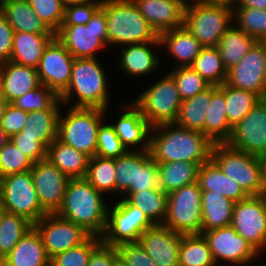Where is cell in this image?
I'll return each mask as SVG.
<instances>
[{
    "label": "cell",
    "instance_id": "obj_1",
    "mask_svg": "<svg viewBox=\"0 0 266 266\" xmlns=\"http://www.w3.org/2000/svg\"><path fill=\"white\" fill-rule=\"evenodd\" d=\"M213 145L200 131L163 123L151 129L149 152L156 162L190 161L202 165L211 159Z\"/></svg>",
    "mask_w": 266,
    "mask_h": 266
},
{
    "label": "cell",
    "instance_id": "obj_2",
    "mask_svg": "<svg viewBox=\"0 0 266 266\" xmlns=\"http://www.w3.org/2000/svg\"><path fill=\"white\" fill-rule=\"evenodd\" d=\"M105 198L85 178L69 179L56 214L81 226L91 236L102 237L109 207Z\"/></svg>",
    "mask_w": 266,
    "mask_h": 266
},
{
    "label": "cell",
    "instance_id": "obj_3",
    "mask_svg": "<svg viewBox=\"0 0 266 266\" xmlns=\"http://www.w3.org/2000/svg\"><path fill=\"white\" fill-rule=\"evenodd\" d=\"M97 58H75L67 89L59 96L63 105L74 108L109 107V85L104 68ZM76 96V100H73ZM74 97V98H72ZM72 100L75 101L72 103Z\"/></svg>",
    "mask_w": 266,
    "mask_h": 266
},
{
    "label": "cell",
    "instance_id": "obj_4",
    "mask_svg": "<svg viewBox=\"0 0 266 266\" xmlns=\"http://www.w3.org/2000/svg\"><path fill=\"white\" fill-rule=\"evenodd\" d=\"M106 12L107 46L154 42L159 34L139 12L132 0H102Z\"/></svg>",
    "mask_w": 266,
    "mask_h": 266
},
{
    "label": "cell",
    "instance_id": "obj_5",
    "mask_svg": "<svg viewBox=\"0 0 266 266\" xmlns=\"http://www.w3.org/2000/svg\"><path fill=\"white\" fill-rule=\"evenodd\" d=\"M211 159L249 196L266 194L261 158L234 149L227 143H217L212 147Z\"/></svg>",
    "mask_w": 266,
    "mask_h": 266
},
{
    "label": "cell",
    "instance_id": "obj_6",
    "mask_svg": "<svg viewBox=\"0 0 266 266\" xmlns=\"http://www.w3.org/2000/svg\"><path fill=\"white\" fill-rule=\"evenodd\" d=\"M233 7L191 0L185 9L184 26L203 47L218 46L233 24Z\"/></svg>",
    "mask_w": 266,
    "mask_h": 266
},
{
    "label": "cell",
    "instance_id": "obj_7",
    "mask_svg": "<svg viewBox=\"0 0 266 266\" xmlns=\"http://www.w3.org/2000/svg\"><path fill=\"white\" fill-rule=\"evenodd\" d=\"M107 111L108 109L69 107L64 117L60 113L57 139L90 158L95 156L98 129L105 121Z\"/></svg>",
    "mask_w": 266,
    "mask_h": 266
},
{
    "label": "cell",
    "instance_id": "obj_8",
    "mask_svg": "<svg viewBox=\"0 0 266 266\" xmlns=\"http://www.w3.org/2000/svg\"><path fill=\"white\" fill-rule=\"evenodd\" d=\"M154 127L163 123H174L181 106L176 82L167 72L131 101Z\"/></svg>",
    "mask_w": 266,
    "mask_h": 266
},
{
    "label": "cell",
    "instance_id": "obj_9",
    "mask_svg": "<svg viewBox=\"0 0 266 266\" xmlns=\"http://www.w3.org/2000/svg\"><path fill=\"white\" fill-rule=\"evenodd\" d=\"M55 37L74 58H97L107 48L106 12L100 7L83 25H61Z\"/></svg>",
    "mask_w": 266,
    "mask_h": 266
},
{
    "label": "cell",
    "instance_id": "obj_10",
    "mask_svg": "<svg viewBox=\"0 0 266 266\" xmlns=\"http://www.w3.org/2000/svg\"><path fill=\"white\" fill-rule=\"evenodd\" d=\"M201 199L198 182L168 193L163 225L181 235L202 234Z\"/></svg>",
    "mask_w": 266,
    "mask_h": 266
},
{
    "label": "cell",
    "instance_id": "obj_11",
    "mask_svg": "<svg viewBox=\"0 0 266 266\" xmlns=\"http://www.w3.org/2000/svg\"><path fill=\"white\" fill-rule=\"evenodd\" d=\"M0 199L8 213L20 215L32 224L47 214L39 202L30 171L0 178Z\"/></svg>",
    "mask_w": 266,
    "mask_h": 266
},
{
    "label": "cell",
    "instance_id": "obj_12",
    "mask_svg": "<svg viewBox=\"0 0 266 266\" xmlns=\"http://www.w3.org/2000/svg\"><path fill=\"white\" fill-rule=\"evenodd\" d=\"M116 201L113 207L108 208L107 226L101 237L102 242L108 246L138 242L141 234L154 224L140 209L124 198Z\"/></svg>",
    "mask_w": 266,
    "mask_h": 266
},
{
    "label": "cell",
    "instance_id": "obj_13",
    "mask_svg": "<svg viewBox=\"0 0 266 266\" xmlns=\"http://www.w3.org/2000/svg\"><path fill=\"white\" fill-rule=\"evenodd\" d=\"M202 234L217 266H251L262 256L231 225Z\"/></svg>",
    "mask_w": 266,
    "mask_h": 266
},
{
    "label": "cell",
    "instance_id": "obj_14",
    "mask_svg": "<svg viewBox=\"0 0 266 266\" xmlns=\"http://www.w3.org/2000/svg\"><path fill=\"white\" fill-rule=\"evenodd\" d=\"M231 226L262 254L266 250V194L236 202Z\"/></svg>",
    "mask_w": 266,
    "mask_h": 266
},
{
    "label": "cell",
    "instance_id": "obj_15",
    "mask_svg": "<svg viewBox=\"0 0 266 266\" xmlns=\"http://www.w3.org/2000/svg\"><path fill=\"white\" fill-rule=\"evenodd\" d=\"M33 227L39 233L50 259L70 248L81 245L91 236L81 226L56 213H47L33 224Z\"/></svg>",
    "mask_w": 266,
    "mask_h": 266
},
{
    "label": "cell",
    "instance_id": "obj_16",
    "mask_svg": "<svg viewBox=\"0 0 266 266\" xmlns=\"http://www.w3.org/2000/svg\"><path fill=\"white\" fill-rule=\"evenodd\" d=\"M228 86L266 98V43L257 42L247 54L227 71Z\"/></svg>",
    "mask_w": 266,
    "mask_h": 266
},
{
    "label": "cell",
    "instance_id": "obj_17",
    "mask_svg": "<svg viewBox=\"0 0 266 266\" xmlns=\"http://www.w3.org/2000/svg\"><path fill=\"white\" fill-rule=\"evenodd\" d=\"M229 146L261 158L266 154V98L232 129Z\"/></svg>",
    "mask_w": 266,
    "mask_h": 266
},
{
    "label": "cell",
    "instance_id": "obj_18",
    "mask_svg": "<svg viewBox=\"0 0 266 266\" xmlns=\"http://www.w3.org/2000/svg\"><path fill=\"white\" fill-rule=\"evenodd\" d=\"M74 59L63 44L54 37L46 46L37 67L41 84L60 96L69 85Z\"/></svg>",
    "mask_w": 266,
    "mask_h": 266
},
{
    "label": "cell",
    "instance_id": "obj_19",
    "mask_svg": "<svg viewBox=\"0 0 266 266\" xmlns=\"http://www.w3.org/2000/svg\"><path fill=\"white\" fill-rule=\"evenodd\" d=\"M30 174L42 209L46 213H56L70 178L47 159L34 163Z\"/></svg>",
    "mask_w": 266,
    "mask_h": 266
},
{
    "label": "cell",
    "instance_id": "obj_20",
    "mask_svg": "<svg viewBox=\"0 0 266 266\" xmlns=\"http://www.w3.org/2000/svg\"><path fill=\"white\" fill-rule=\"evenodd\" d=\"M181 237L163 224H154L141 234L138 242L158 266H179Z\"/></svg>",
    "mask_w": 266,
    "mask_h": 266
},
{
    "label": "cell",
    "instance_id": "obj_21",
    "mask_svg": "<svg viewBox=\"0 0 266 266\" xmlns=\"http://www.w3.org/2000/svg\"><path fill=\"white\" fill-rule=\"evenodd\" d=\"M120 108L123 112L111 125L123 146L127 151L149 150L152 126L131 101L125 102Z\"/></svg>",
    "mask_w": 266,
    "mask_h": 266
},
{
    "label": "cell",
    "instance_id": "obj_22",
    "mask_svg": "<svg viewBox=\"0 0 266 266\" xmlns=\"http://www.w3.org/2000/svg\"><path fill=\"white\" fill-rule=\"evenodd\" d=\"M139 12L161 32L184 26L186 4L179 0H132Z\"/></svg>",
    "mask_w": 266,
    "mask_h": 266
},
{
    "label": "cell",
    "instance_id": "obj_23",
    "mask_svg": "<svg viewBox=\"0 0 266 266\" xmlns=\"http://www.w3.org/2000/svg\"><path fill=\"white\" fill-rule=\"evenodd\" d=\"M154 46L160 48L158 47L161 46L159 39L154 42L121 46L118 59L120 61L117 63L120 72L122 70V73H126L125 75L134 79V77H148L149 74L158 71V67L161 66V58L157 52H154Z\"/></svg>",
    "mask_w": 266,
    "mask_h": 266
},
{
    "label": "cell",
    "instance_id": "obj_24",
    "mask_svg": "<svg viewBox=\"0 0 266 266\" xmlns=\"http://www.w3.org/2000/svg\"><path fill=\"white\" fill-rule=\"evenodd\" d=\"M40 85L37 69L12 61L0 64V90L8 103Z\"/></svg>",
    "mask_w": 266,
    "mask_h": 266
},
{
    "label": "cell",
    "instance_id": "obj_25",
    "mask_svg": "<svg viewBox=\"0 0 266 266\" xmlns=\"http://www.w3.org/2000/svg\"><path fill=\"white\" fill-rule=\"evenodd\" d=\"M159 40L160 47L175 59V67L190 66L203 48L185 26L161 32Z\"/></svg>",
    "mask_w": 266,
    "mask_h": 266
},
{
    "label": "cell",
    "instance_id": "obj_26",
    "mask_svg": "<svg viewBox=\"0 0 266 266\" xmlns=\"http://www.w3.org/2000/svg\"><path fill=\"white\" fill-rule=\"evenodd\" d=\"M0 263L4 266H50V258L39 233L32 227Z\"/></svg>",
    "mask_w": 266,
    "mask_h": 266
},
{
    "label": "cell",
    "instance_id": "obj_27",
    "mask_svg": "<svg viewBox=\"0 0 266 266\" xmlns=\"http://www.w3.org/2000/svg\"><path fill=\"white\" fill-rule=\"evenodd\" d=\"M55 33L14 32L10 61L37 69L43 52Z\"/></svg>",
    "mask_w": 266,
    "mask_h": 266
},
{
    "label": "cell",
    "instance_id": "obj_28",
    "mask_svg": "<svg viewBox=\"0 0 266 266\" xmlns=\"http://www.w3.org/2000/svg\"><path fill=\"white\" fill-rule=\"evenodd\" d=\"M63 103L58 98L49 108L39 111H31L27 116L22 135L37 137V140L47 149L57 138L58 124Z\"/></svg>",
    "mask_w": 266,
    "mask_h": 266
},
{
    "label": "cell",
    "instance_id": "obj_29",
    "mask_svg": "<svg viewBox=\"0 0 266 266\" xmlns=\"http://www.w3.org/2000/svg\"><path fill=\"white\" fill-rule=\"evenodd\" d=\"M198 183L202 191L219 193L235 203L249 197L243 188L228 177L212 159L200 165Z\"/></svg>",
    "mask_w": 266,
    "mask_h": 266
},
{
    "label": "cell",
    "instance_id": "obj_30",
    "mask_svg": "<svg viewBox=\"0 0 266 266\" xmlns=\"http://www.w3.org/2000/svg\"><path fill=\"white\" fill-rule=\"evenodd\" d=\"M225 83L212 85V97L205 119V136L213 143H226L232 133L226 115Z\"/></svg>",
    "mask_w": 266,
    "mask_h": 266
},
{
    "label": "cell",
    "instance_id": "obj_31",
    "mask_svg": "<svg viewBox=\"0 0 266 266\" xmlns=\"http://www.w3.org/2000/svg\"><path fill=\"white\" fill-rule=\"evenodd\" d=\"M46 159L70 179H75L86 177L90 157L56 138L47 148Z\"/></svg>",
    "mask_w": 266,
    "mask_h": 266
},
{
    "label": "cell",
    "instance_id": "obj_32",
    "mask_svg": "<svg viewBox=\"0 0 266 266\" xmlns=\"http://www.w3.org/2000/svg\"><path fill=\"white\" fill-rule=\"evenodd\" d=\"M0 10L14 32L54 33L34 13L27 0H1Z\"/></svg>",
    "mask_w": 266,
    "mask_h": 266
},
{
    "label": "cell",
    "instance_id": "obj_33",
    "mask_svg": "<svg viewBox=\"0 0 266 266\" xmlns=\"http://www.w3.org/2000/svg\"><path fill=\"white\" fill-rule=\"evenodd\" d=\"M235 202L213 191H202V233L231 225Z\"/></svg>",
    "mask_w": 266,
    "mask_h": 266
},
{
    "label": "cell",
    "instance_id": "obj_34",
    "mask_svg": "<svg viewBox=\"0 0 266 266\" xmlns=\"http://www.w3.org/2000/svg\"><path fill=\"white\" fill-rule=\"evenodd\" d=\"M257 41L242 31L234 22L227 29L218 43V50L223 66L228 71L236 65Z\"/></svg>",
    "mask_w": 266,
    "mask_h": 266
},
{
    "label": "cell",
    "instance_id": "obj_35",
    "mask_svg": "<svg viewBox=\"0 0 266 266\" xmlns=\"http://www.w3.org/2000/svg\"><path fill=\"white\" fill-rule=\"evenodd\" d=\"M160 173V189L170 193L181 187L197 183L200 165L190 161L157 162Z\"/></svg>",
    "mask_w": 266,
    "mask_h": 266
},
{
    "label": "cell",
    "instance_id": "obj_36",
    "mask_svg": "<svg viewBox=\"0 0 266 266\" xmlns=\"http://www.w3.org/2000/svg\"><path fill=\"white\" fill-rule=\"evenodd\" d=\"M211 97L212 85L196 96L182 101L174 124L190 130L200 131L205 135V119Z\"/></svg>",
    "mask_w": 266,
    "mask_h": 266
},
{
    "label": "cell",
    "instance_id": "obj_37",
    "mask_svg": "<svg viewBox=\"0 0 266 266\" xmlns=\"http://www.w3.org/2000/svg\"><path fill=\"white\" fill-rule=\"evenodd\" d=\"M129 204L140 209L153 224H163L167 215V193L160 188L126 192L122 195Z\"/></svg>",
    "mask_w": 266,
    "mask_h": 266
},
{
    "label": "cell",
    "instance_id": "obj_38",
    "mask_svg": "<svg viewBox=\"0 0 266 266\" xmlns=\"http://www.w3.org/2000/svg\"><path fill=\"white\" fill-rule=\"evenodd\" d=\"M179 266H217L203 234L182 235Z\"/></svg>",
    "mask_w": 266,
    "mask_h": 266
},
{
    "label": "cell",
    "instance_id": "obj_39",
    "mask_svg": "<svg viewBox=\"0 0 266 266\" xmlns=\"http://www.w3.org/2000/svg\"><path fill=\"white\" fill-rule=\"evenodd\" d=\"M190 67L210 85L221 86L226 82L227 70L223 66L217 46L203 47Z\"/></svg>",
    "mask_w": 266,
    "mask_h": 266
},
{
    "label": "cell",
    "instance_id": "obj_40",
    "mask_svg": "<svg viewBox=\"0 0 266 266\" xmlns=\"http://www.w3.org/2000/svg\"><path fill=\"white\" fill-rule=\"evenodd\" d=\"M85 179L103 195H116L115 159L91 157Z\"/></svg>",
    "mask_w": 266,
    "mask_h": 266
},
{
    "label": "cell",
    "instance_id": "obj_41",
    "mask_svg": "<svg viewBox=\"0 0 266 266\" xmlns=\"http://www.w3.org/2000/svg\"><path fill=\"white\" fill-rule=\"evenodd\" d=\"M261 99L255 93L225 83L226 115L229 125L235 127Z\"/></svg>",
    "mask_w": 266,
    "mask_h": 266
},
{
    "label": "cell",
    "instance_id": "obj_42",
    "mask_svg": "<svg viewBox=\"0 0 266 266\" xmlns=\"http://www.w3.org/2000/svg\"><path fill=\"white\" fill-rule=\"evenodd\" d=\"M32 227L33 224L20 215L8 212L4 215L0 223V262Z\"/></svg>",
    "mask_w": 266,
    "mask_h": 266
},
{
    "label": "cell",
    "instance_id": "obj_43",
    "mask_svg": "<svg viewBox=\"0 0 266 266\" xmlns=\"http://www.w3.org/2000/svg\"><path fill=\"white\" fill-rule=\"evenodd\" d=\"M139 151H127L115 159L116 196L138 188ZM121 193V194H120Z\"/></svg>",
    "mask_w": 266,
    "mask_h": 266
},
{
    "label": "cell",
    "instance_id": "obj_44",
    "mask_svg": "<svg viewBox=\"0 0 266 266\" xmlns=\"http://www.w3.org/2000/svg\"><path fill=\"white\" fill-rule=\"evenodd\" d=\"M233 21L257 42L266 41V10L233 7Z\"/></svg>",
    "mask_w": 266,
    "mask_h": 266
},
{
    "label": "cell",
    "instance_id": "obj_45",
    "mask_svg": "<svg viewBox=\"0 0 266 266\" xmlns=\"http://www.w3.org/2000/svg\"><path fill=\"white\" fill-rule=\"evenodd\" d=\"M169 73L176 82L181 101L190 99L211 86L190 66L174 67Z\"/></svg>",
    "mask_w": 266,
    "mask_h": 266
},
{
    "label": "cell",
    "instance_id": "obj_46",
    "mask_svg": "<svg viewBox=\"0 0 266 266\" xmlns=\"http://www.w3.org/2000/svg\"><path fill=\"white\" fill-rule=\"evenodd\" d=\"M102 243V238L90 236L81 245L70 248L50 259V266H87L92 252Z\"/></svg>",
    "mask_w": 266,
    "mask_h": 266
},
{
    "label": "cell",
    "instance_id": "obj_47",
    "mask_svg": "<svg viewBox=\"0 0 266 266\" xmlns=\"http://www.w3.org/2000/svg\"><path fill=\"white\" fill-rule=\"evenodd\" d=\"M34 162L9 139L0 149V178L14 173L30 171Z\"/></svg>",
    "mask_w": 266,
    "mask_h": 266
},
{
    "label": "cell",
    "instance_id": "obj_48",
    "mask_svg": "<svg viewBox=\"0 0 266 266\" xmlns=\"http://www.w3.org/2000/svg\"><path fill=\"white\" fill-rule=\"evenodd\" d=\"M34 13L45 25L56 33L64 21L63 0H27Z\"/></svg>",
    "mask_w": 266,
    "mask_h": 266
},
{
    "label": "cell",
    "instance_id": "obj_49",
    "mask_svg": "<svg viewBox=\"0 0 266 266\" xmlns=\"http://www.w3.org/2000/svg\"><path fill=\"white\" fill-rule=\"evenodd\" d=\"M126 152L127 150L115 133L111 122L108 124L106 120L103 121L98 129L96 155L102 158L116 159Z\"/></svg>",
    "mask_w": 266,
    "mask_h": 266
},
{
    "label": "cell",
    "instance_id": "obj_50",
    "mask_svg": "<svg viewBox=\"0 0 266 266\" xmlns=\"http://www.w3.org/2000/svg\"><path fill=\"white\" fill-rule=\"evenodd\" d=\"M58 98L54 91L41 84L17 98L12 104L26 112L39 111L49 108Z\"/></svg>",
    "mask_w": 266,
    "mask_h": 266
},
{
    "label": "cell",
    "instance_id": "obj_51",
    "mask_svg": "<svg viewBox=\"0 0 266 266\" xmlns=\"http://www.w3.org/2000/svg\"><path fill=\"white\" fill-rule=\"evenodd\" d=\"M160 188V173L157 162L151 158L149 150L139 151L138 188H130L127 192H140Z\"/></svg>",
    "mask_w": 266,
    "mask_h": 266
},
{
    "label": "cell",
    "instance_id": "obj_52",
    "mask_svg": "<svg viewBox=\"0 0 266 266\" xmlns=\"http://www.w3.org/2000/svg\"><path fill=\"white\" fill-rule=\"evenodd\" d=\"M101 3L102 0H87L82 3L66 5L62 25L87 24L94 13L101 7Z\"/></svg>",
    "mask_w": 266,
    "mask_h": 266
},
{
    "label": "cell",
    "instance_id": "obj_53",
    "mask_svg": "<svg viewBox=\"0 0 266 266\" xmlns=\"http://www.w3.org/2000/svg\"><path fill=\"white\" fill-rule=\"evenodd\" d=\"M116 249L119 261L125 266H158L139 242L122 243Z\"/></svg>",
    "mask_w": 266,
    "mask_h": 266
},
{
    "label": "cell",
    "instance_id": "obj_54",
    "mask_svg": "<svg viewBox=\"0 0 266 266\" xmlns=\"http://www.w3.org/2000/svg\"><path fill=\"white\" fill-rule=\"evenodd\" d=\"M9 140L34 163L47 158V149L37 140V137L22 135L19 132L11 136Z\"/></svg>",
    "mask_w": 266,
    "mask_h": 266
},
{
    "label": "cell",
    "instance_id": "obj_55",
    "mask_svg": "<svg viewBox=\"0 0 266 266\" xmlns=\"http://www.w3.org/2000/svg\"><path fill=\"white\" fill-rule=\"evenodd\" d=\"M28 114L29 112L16 107L12 103H8L0 123L1 130L8 138L21 132L26 125Z\"/></svg>",
    "mask_w": 266,
    "mask_h": 266
},
{
    "label": "cell",
    "instance_id": "obj_56",
    "mask_svg": "<svg viewBox=\"0 0 266 266\" xmlns=\"http://www.w3.org/2000/svg\"><path fill=\"white\" fill-rule=\"evenodd\" d=\"M118 260L116 246H108L102 242L92 252L87 266H115Z\"/></svg>",
    "mask_w": 266,
    "mask_h": 266
},
{
    "label": "cell",
    "instance_id": "obj_57",
    "mask_svg": "<svg viewBox=\"0 0 266 266\" xmlns=\"http://www.w3.org/2000/svg\"><path fill=\"white\" fill-rule=\"evenodd\" d=\"M14 29L0 10V64L11 59Z\"/></svg>",
    "mask_w": 266,
    "mask_h": 266
},
{
    "label": "cell",
    "instance_id": "obj_58",
    "mask_svg": "<svg viewBox=\"0 0 266 266\" xmlns=\"http://www.w3.org/2000/svg\"><path fill=\"white\" fill-rule=\"evenodd\" d=\"M234 7H249L266 10V0H238Z\"/></svg>",
    "mask_w": 266,
    "mask_h": 266
},
{
    "label": "cell",
    "instance_id": "obj_59",
    "mask_svg": "<svg viewBox=\"0 0 266 266\" xmlns=\"http://www.w3.org/2000/svg\"><path fill=\"white\" fill-rule=\"evenodd\" d=\"M201 1L212 4H225L231 7H234L238 2V0H201Z\"/></svg>",
    "mask_w": 266,
    "mask_h": 266
},
{
    "label": "cell",
    "instance_id": "obj_60",
    "mask_svg": "<svg viewBox=\"0 0 266 266\" xmlns=\"http://www.w3.org/2000/svg\"><path fill=\"white\" fill-rule=\"evenodd\" d=\"M7 105H8V102L0 90V123L3 118L4 111Z\"/></svg>",
    "mask_w": 266,
    "mask_h": 266
},
{
    "label": "cell",
    "instance_id": "obj_61",
    "mask_svg": "<svg viewBox=\"0 0 266 266\" xmlns=\"http://www.w3.org/2000/svg\"><path fill=\"white\" fill-rule=\"evenodd\" d=\"M262 166H263V179L266 184V154L261 157Z\"/></svg>",
    "mask_w": 266,
    "mask_h": 266
},
{
    "label": "cell",
    "instance_id": "obj_62",
    "mask_svg": "<svg viewBox=\"0 0 266 266\" xmlns=\"http://www.w3.org/2000/svg\"><path fill=\"white\" fill-rule=\"evenodd\" d=\"M9 138L5 135V133L0 128V149L3 147V144L8 140Z\"/></svg>",
    "mask_w": 266,
    "mask_h": 266
},
{
    "label": "cell",
    "instance_id": "obj_63",
    "mask_svg": "<svg viewBox=\"0 0 266 266\" xmlns=\"http://www.w3.org/2000/svg\"><path fill=\"white\" fill-rule=\"evenodd\" d=\"M7 213L6 207L3 205L2 200L0 199V223L4 217V215Z\"/></svg>",
    "mask_w": 266,
    "mask_h": 266
},
{
    "label": "cell",
    "instance_id": "obj_64",
    "mask_svg": "<svg viewBox=\"0 0 266 266\" xmlns=\"http://www.w3.org/2000/svg\"><path fill=\"white\" fill-rule=\"evenodd\" d=\"M87 0H63L64 5H69V4H76V3H82Z\"/></svg>",
    "mask_w": 266,
    "mask_h": 266
},
{
    "label": "cell",
    "instance_id": "obj_65",
    "mask_svg": "<svg viewBox=\"0 0 266 266\" xmlns=\"http://www.w3.org/2000/svg\"><path fill=\"white\" fill-rule=\"evenodd\" d=\"M115 266H125L122 262H120L119 260L116 262Z\"/></svg>",
    "mask_w": 266,
    "mask_h": 266
},
{
    "label": "cell",
    "instance_id": "obj_66",
    "mask_svg": "<svg viewBox=\"0 0 266 266\" xmlns=\"http://www.w3.org/2000/svg\"><path fill=\"white\" fill-rule=\"evenodd\" d=\"M255 266H266V262H265V263H260V264H259V262H258V264L255 265Z\"/></svg>",
    "mask_w": 266,
    "mask_h": 266
},
{
    "label": "cell",
    "instance_id": "obj_67",
    "mask_svg": "<svg viewBox=\"0 0 266 266\" xmlns=\"http://www.w3.org/2000/svg\"><path fill=\"white\" fill-rule=\"evenodd\" d=\"M179 1H183L186 5L190 2V0H179Z\"/></svg>",
    "mask_w": 266,
    "mask_h": 266
}]
</instances>
